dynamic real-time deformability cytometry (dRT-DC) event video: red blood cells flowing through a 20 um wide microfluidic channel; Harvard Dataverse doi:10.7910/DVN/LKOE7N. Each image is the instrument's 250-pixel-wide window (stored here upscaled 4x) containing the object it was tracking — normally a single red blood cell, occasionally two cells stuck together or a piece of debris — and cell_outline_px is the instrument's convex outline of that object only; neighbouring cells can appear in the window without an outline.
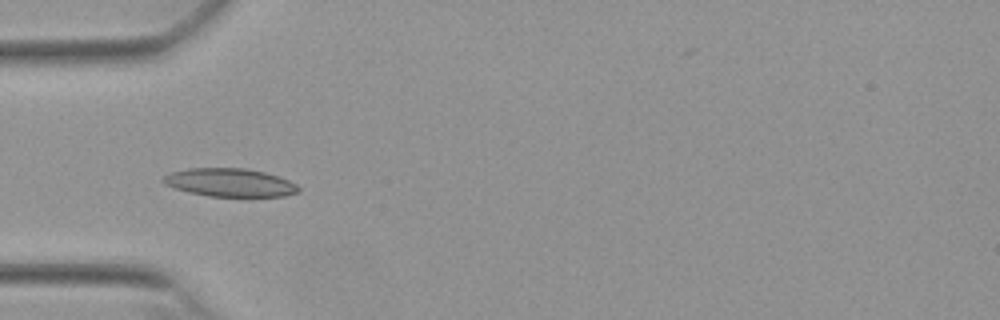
{"species": "Egyptian fruit bat (a non-hibernating species)", "species_latin": "Rousettus aegyptiacus", "temperature_condition": "warm", "stored_images_in_passage": 42, "camera_frame_rate_fps": 3000, "um_per_image_px": 0.085, "animal": {"sex": "female"}, "frame": {"image": 1, "passage_image": 5, "time_ms": 1.333, "image_size_px": [1000, 320], "cell_outline_px": [[300, 192], [284, 196], [208, 196], [188, 192], [164, 184], [160, 180], [164, 176], [172, 172], [188, 168], [244, 168], [264, 172], [280, 176], [296, 184], [300, 188]], "centroid_in_image_um": [19.55, 15.51], "position_along_channel_um": 65.5, "area_um2": 22.25}}
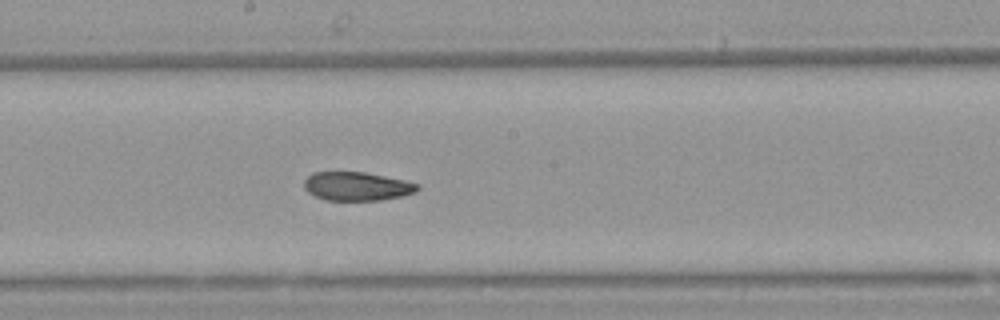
{"frame": {"image": 2, "passage_image": 17, "time_ms": 5.333, "image_size_px": [1000, 320], "cell_outline_px": [[420, 188], [416, 192], [400, 196], [380, 200], [324, 200], [308, 192], [304, 188], [304, 180], [312, 172], [364, 172], [404, 180], [420, 184]], "centroid_in_image_um": [30.33, 15.83], "position_along_channel_um": 217.9, "area_um2": 18.9}}
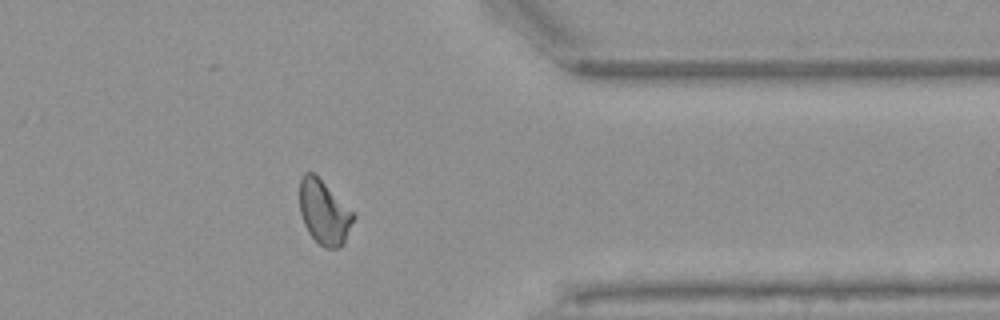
{"frame": {"image": 3, "passage_image": 31, "time_ms": 10.0, "image_size_px": [1000, 320], "cell_outline_px": [[356, 216], [344, 244], [340, 248], [324, 248], [308, 232], [304, 224], [300, 212], [300, 180], [304, 172], [312, 172]], "centroid_in_image_um": [27.54, 18.09], "position_along_channel_um": 383.9, "area_um2": 19.65}, "authors_computed_cell_mechanics": {"area_um2": 20.23, "velocity_mm_per_s": 3.8348, "shape_relaxation_time_tau1_ms": null, "shape_relaxation_time_tau2_ms": 2.3482, "deformation_change_tau1": null, "deformation_change_tau2": 0.0848}}